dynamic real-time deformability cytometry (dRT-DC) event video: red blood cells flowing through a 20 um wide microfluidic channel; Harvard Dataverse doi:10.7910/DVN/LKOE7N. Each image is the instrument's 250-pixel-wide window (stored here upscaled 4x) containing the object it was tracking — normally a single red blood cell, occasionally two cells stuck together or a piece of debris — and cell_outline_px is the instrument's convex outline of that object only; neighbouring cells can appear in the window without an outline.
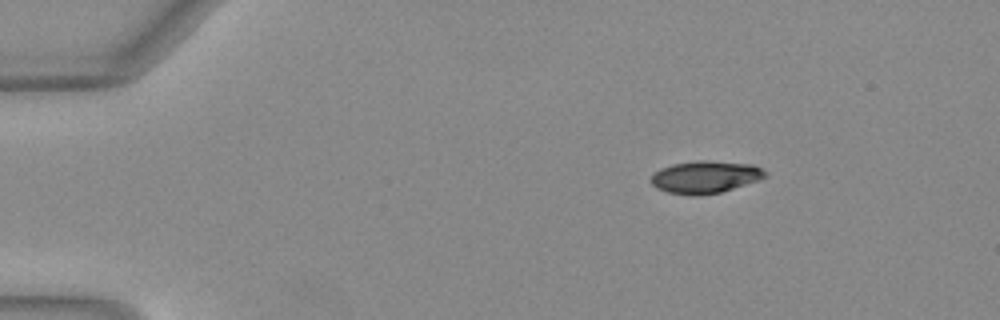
{"species": "Egyptian fruit bat (a non-hibernating species)", "species_latin": "Rousettus aegyptiacus", "temperature_condition": "warm", "stored_images_in_passage": 44, "camera_frame_rate_fps": 3000, "um_per_image_px": 0.085, "animal": {"sex": "female"}, "frame": {"image": 1, "passage_image": 1, "time_ms": 0.0, "image_size_px": [1000, 320], "cell_outline_px": [[768, 176], [720, 192], [668, 192], [656, 188], [652, 184], [652, 176], [660, 168], [672, 164], [700, 160], [704, 160], [752, 164], [760, 168]], "centroid_in_image_um": [59.94, 14.99], "position_along_channel_um": 25.1, "area_um2": 20.35}}
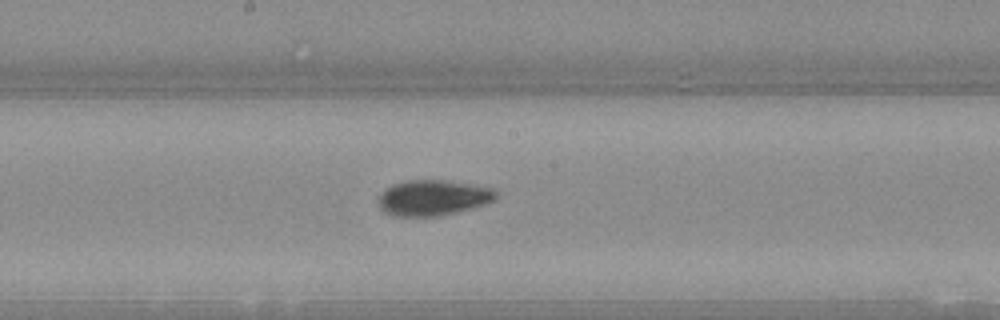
{"frame": {"image": 2, "passage_image": 21, "time_ms": 6.667, "image_size_px": [1000, 320], "cell_outline_px": [[496, 196], [492, 200], [484, 204], [472, 208], [440, 216], [392, 216], [384, 212], [380, 208], [380, 196], [392, 184], [404, 180], [444, 180], [492, 188], [496, 192]], "centroid_in_image_um": [36.78, 16.81], "position_along_channel_um": 211.4, "area_um2": 24.04}}
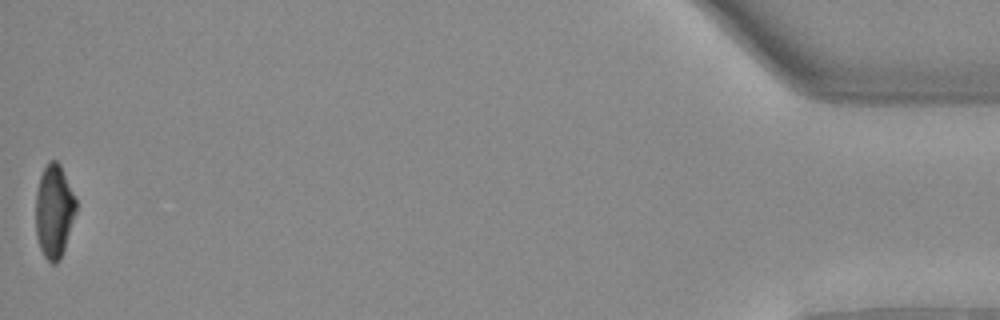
{"frame": {"image": 3, "passage_image": 44, "time_ms": 14.333, "image_size_px": [1000, 320], "cell_outline_px": [[76, 212], [60, 260], [56, 264], [52, 264], [44, 256], [40, 248], [36, 236], [36, 192], [40, 176], [48, 160], [56, 160], [60, 164], [76, 200]], "centroid_in_image_um": [4.58, 17.95], "position_along_channel_um": 430.6, "area_um2": 21.79}, "authors_computed_cell_mechanics": {"area_um2": 22.3686, "velocity_mm_per_s": 4.0607, "shape_relaxation_time_tau1_ms": 4.4616, "shape_relaxation_time_tau2_ms": 2.702, "deformation_change_tau1": 0.1743, "deformation_change_tau2": 0.0739}}